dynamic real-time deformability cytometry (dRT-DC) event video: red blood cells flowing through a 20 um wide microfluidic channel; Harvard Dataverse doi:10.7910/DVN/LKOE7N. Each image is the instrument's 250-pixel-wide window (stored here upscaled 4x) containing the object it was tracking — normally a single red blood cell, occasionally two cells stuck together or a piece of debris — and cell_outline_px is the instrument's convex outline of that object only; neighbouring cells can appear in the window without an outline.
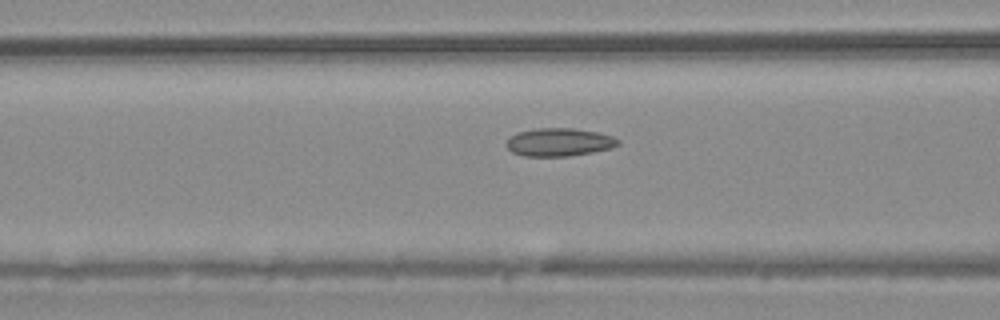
{"species": "common noctule bat (a hibernating species)", "species_latin": "Nyctalus noctula", "temperature_condition": "warm", "stored_images_in_passage": 41, "camera_frame_rate_fps": 3000, "um_per_image_px": 0.085, "animal": {"sex": "male", "body_mass_g": 20.4}, "frame": {"image": 1, "passage_image": 9, "time_ms": 2.667, "image_size_px": [1000, 320], "cell_outline_px": [[620, 144], [612, 148], [592, 152], [568, 156], [524, 156], [512, 152], [508, 148], [508, 136], [516, 132], [536, 128], [576, 128], [600, 132], [612, 136], [620, 140]], "centroid_in_image_um": [47.55, 12.07], "position_along_channel_um": 119.1, "area_um2": 18.44}}
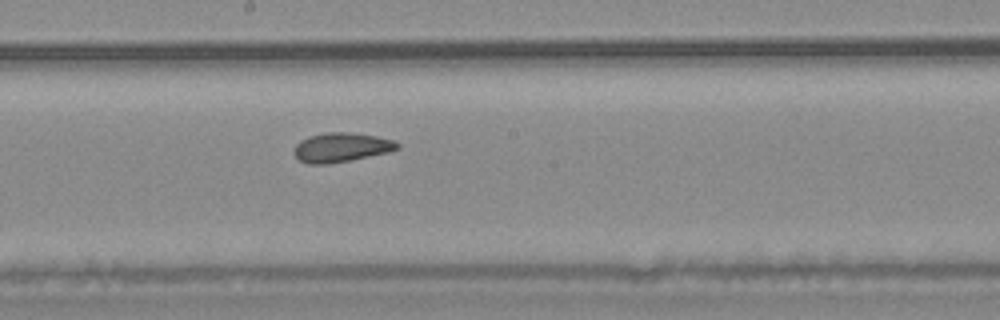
{"frame": {"image": 2, "passage_image": 17, "time_ms": 5.333, "image_size_px": [1000, 320], "cell_outline_px": [[400, 148], [388, 152], [328, 164], [308, 164], [300, 160], [292, 152], [296, 144], [300, 140], [308, 136], [328, 132], [348, 132], [376, 136], [396, 140], [400, 144]], "centroid_in_image_um": [29.0, 12.52], "position_along_channel_um": 219.2, "area_um2": 17.63}}
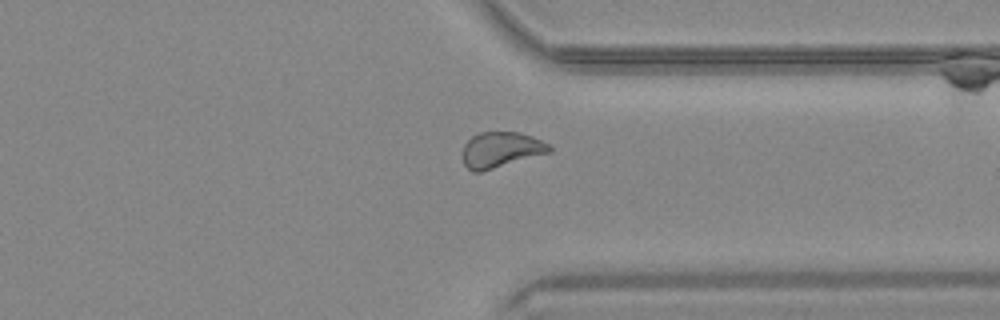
{"frame": {"image": 3, "passage_image": 29, "time_ms": 9.333, "image_size_px": [1000, 320], "cell_outline_px": [[552, 152], [480, 172], [472, 172], [464, 164], [464, 144], [472, 136], [480, 132], [520, 132], [532, 136], [548, 144], [552, 148]], "centroid_in_image_um": [42.6, 12.73], "position_along_channel_um": 368.8, "area_um2": 17.92}, "authors_computed_cell_mechanics": {"area_um2": 18.0914, "velocity_mm_per_s": 3.7546, "shape_relaxation_time_tau1_ms": 10.0681, "shape_relaxation_time_tau2_ms": 1.8493, "deformation_change_tau1": 0.1603, "deformation_change_tau2": 0.0822}}